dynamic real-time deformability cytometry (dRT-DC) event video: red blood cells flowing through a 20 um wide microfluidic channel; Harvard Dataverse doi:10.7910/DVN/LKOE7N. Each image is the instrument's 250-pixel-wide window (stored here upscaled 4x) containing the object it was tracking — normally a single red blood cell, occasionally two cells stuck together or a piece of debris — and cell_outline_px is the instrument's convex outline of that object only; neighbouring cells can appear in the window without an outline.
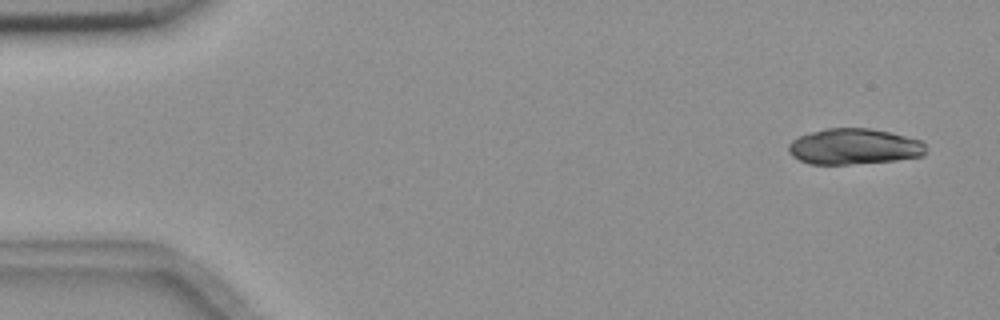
{"species": "common noctule bat (a hibernating species)", "species_latin": "Nyctalus noctula", "temperature_condition": "room temperature", "stored_images_in_passage": 10, "camera_frame_rate_fps": 3000, "um_per_image_px": 0.085, "animal": {"sex": "female", "body_mass_g": 18.4}, "frame": {"image": 1, "passage_image": 1, "time_ms": 0.0, "image_size_px": [1000, 320], "cell_outline_px": [[924, 156], [896, 160], [848, 164], [808, 164], [792, 156], [788, 152], [788, 144], [792, 140], [800, 136], [812, 132], [828, 128], [868, 128], [888, 132], [924, 140]], "centroid_in_image_um": [72.59, 12.46], "position_along_channel_um": 12.4, "area_um2": 28.61}}
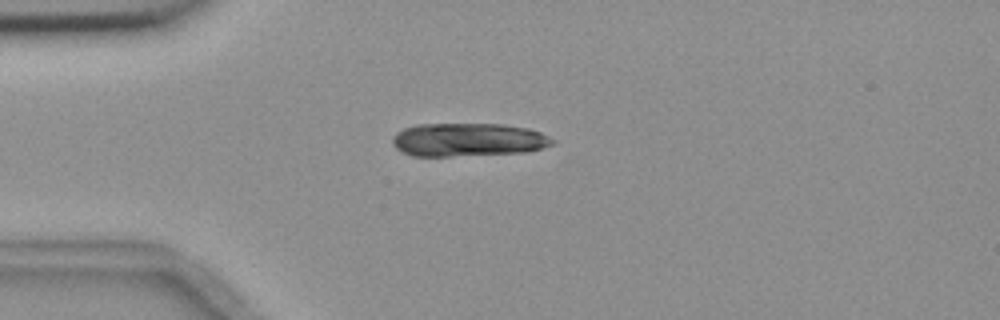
{"frame": {"image": 2, "passage_image": 4, "time_ms": 3.667, "image_size_px": [1000, 320], "cell_outline_px": [[556, 144], [524, 152], [448, 156], [412, 156], [400, 152], [392, 144], [392, 136], [396, 132], [404, 128], [416, 124], [504, 124], [528, 128], [540, 132], [556, 140]], "centroid_in_image_um": [39.76, 11.87], "position_along_channel_um": 45.2, "area_um2": 31.27}}